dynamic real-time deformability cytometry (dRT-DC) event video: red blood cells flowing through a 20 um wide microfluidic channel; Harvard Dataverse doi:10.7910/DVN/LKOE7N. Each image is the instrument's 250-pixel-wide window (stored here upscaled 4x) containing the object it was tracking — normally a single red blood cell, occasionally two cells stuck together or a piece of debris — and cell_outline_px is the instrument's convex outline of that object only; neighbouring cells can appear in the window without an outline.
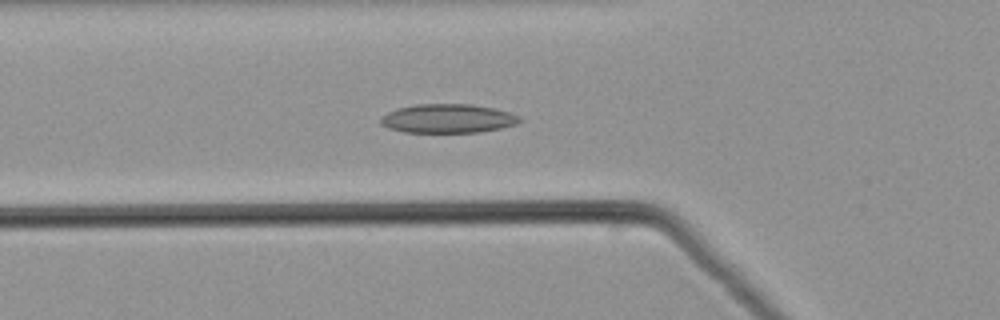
{"species": "common noctule bat (a hibernating species)", "species_latin": "Nyctalus noctula", "temperature_condition": "warm", "stored_images_in_passage": 52, "camera_frame_rate_fps": 3000, "um_per_image_px": 0.085, "animal": {"sex": "male", "body_mass_g": 21.5, "forearm_length_mm": 52.0}, "frame": {"image": 1, "passage_image": 19, "time_ms": 6.0, "image_size_px": [1000, 320], "cell_outline_px": [[524, 120], [516, 124], [500, 128], [480, 132], [404, 132], [388, 128], [380, 124], [380, 116], [396, 108], [416, 104], [472, 104], [492, 108], [508, 112], [520, 116]], "centroid_in_image_um": [38.04, 10.07], "position_along_channel_um": 87.8, "area_um2": 23.52}}
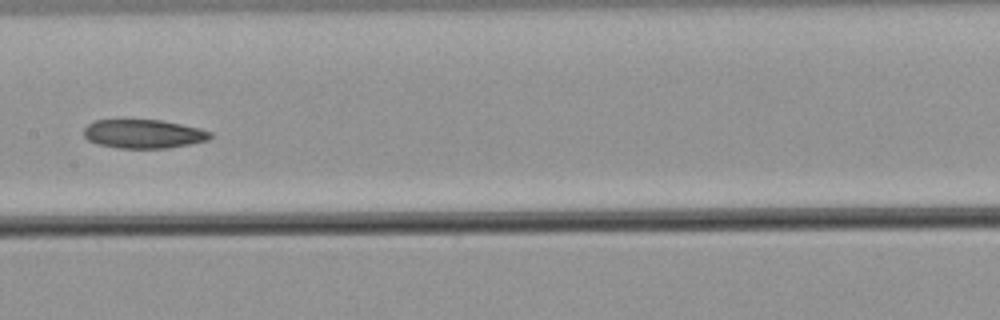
{"frame": {"image": 2, "passage_image": 27, "time_ms": 8.667, "image_size_px": [1000, 320], "cell_outline_px": [[212, 136], [208, 140], [168, 148], [120, 148], [96, 144], [88, 140], [84, 136], [84, 128], [92, 120], [160, 120], [200, 128], [212, 132]], "centroid_in_image_um": [12.18, 11.38], "position_along_channel_um": 195.2, "area_um2": 21.21}}
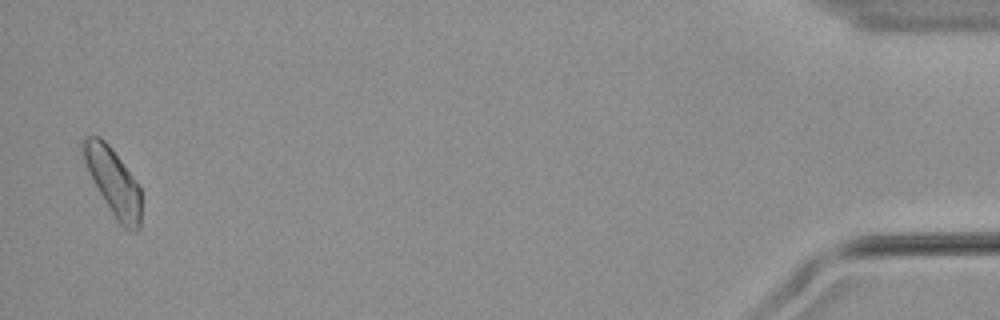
{"frame": {"image": 3, "passage_image": 51, "time_ms": 16.667, "image_size_px": [1000, 320], "cell_outline_px": [[140, 228], [136, 232], [132, 232], [124, 228], [116, 220], [100, 192], [84, 160], [80, 148], [80, 140], [84, 136], [100, 136], [108, 144], [136, 180], [140, 188]], "centroid_in_image_um": [9.62, 15.43], "position_along_channel_um": 425.6, "area_um2": 22.31}}